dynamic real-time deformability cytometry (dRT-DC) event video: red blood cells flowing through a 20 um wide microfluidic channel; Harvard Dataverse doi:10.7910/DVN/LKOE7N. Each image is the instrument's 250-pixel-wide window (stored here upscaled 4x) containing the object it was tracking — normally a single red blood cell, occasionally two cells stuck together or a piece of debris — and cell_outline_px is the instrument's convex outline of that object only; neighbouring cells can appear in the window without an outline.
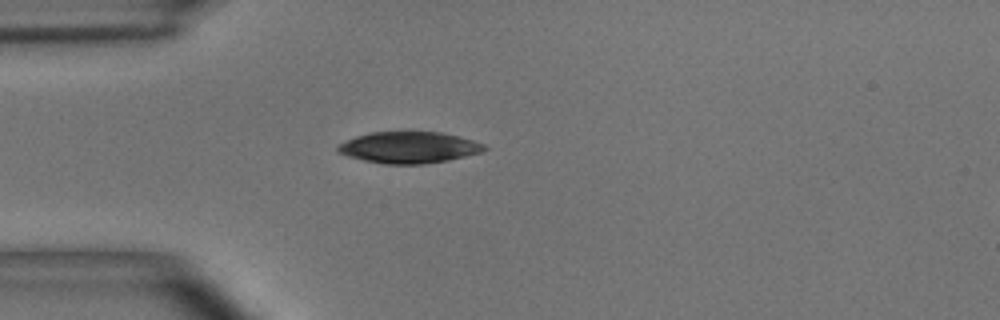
{"species": "common noctule bat (a hibernating species)", "species_latin": "Nyctalus noctula", "temperature_condition": "room temperature", "stored_images_in_passage": 5, "camera_frame_rate_fps": 3000, "um_per_image_px": 0.085, "animal": {"sex": "male", "body_mass_g": 15.6}, "frame": {"image": 1, "passage_image": 5, "time_ms": 1.333, "image_size_px": [1000, 320], "cell_outline_px": [[488, 148], [480, 152], [448, 160], [424, 164], [384, 164], [364, 160], [348, 156], [340, 152], [336, 148], [340, 144], [356, 136], [372, 132], [440, 132], [472, 140], [484, 144]], "centroid_in_image_um": [34.76, 12.54], "position_along_channel_um": 50.2, "area_um2": 26.41}}